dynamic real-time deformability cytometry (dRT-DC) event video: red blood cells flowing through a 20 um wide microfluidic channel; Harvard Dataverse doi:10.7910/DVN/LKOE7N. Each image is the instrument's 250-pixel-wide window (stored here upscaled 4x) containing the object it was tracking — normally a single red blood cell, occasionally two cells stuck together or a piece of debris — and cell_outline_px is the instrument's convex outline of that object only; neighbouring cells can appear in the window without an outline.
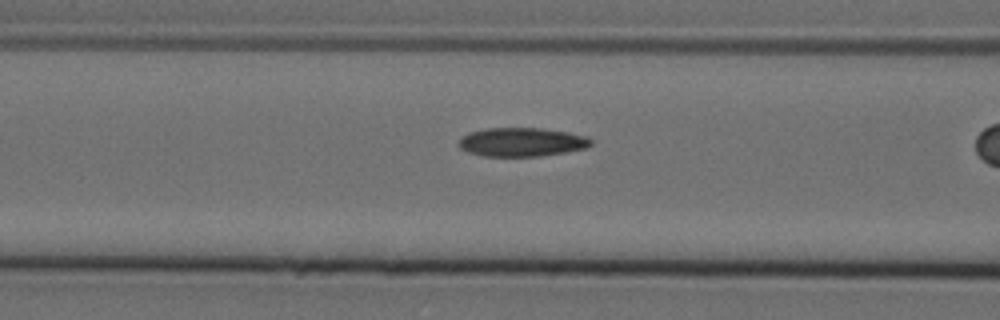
{"species": "Egyptian fruit bat (a non-hibernating species)", "species_latin": "Rousettus aegyptiacus", "temperature_condition": "cold", "stored_images_in_passage": 33, "camera_frame_rate_fps": 3000, "um_per_image_px": 0.085, "animal": {"sex": "female"}, "frame": {"image": 1, "passage_image": 22, "time_ms": 7.0, "image_size_px": [1000, 320], "cell_outline_px": [[592, 144], [588, 148], [540, 156], [484, 156], [468, 152], [460, 148], [456, 144], [468, 132], [488, 128], [540, 128], [568, 132], [588, 136], [592, 140]], "centroid_in_image_um": [44.37, 12.07], "position_along_channel_um": 122.2, "area_um2": 22.25}}
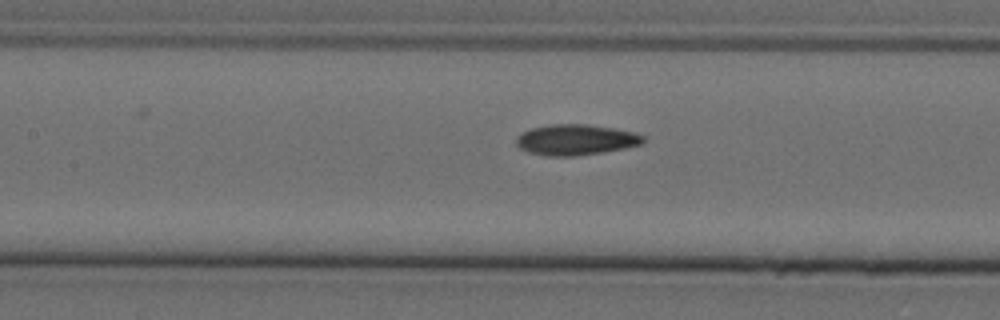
{"frame": {"image": 2, "passage_image": 25, "time_ms": 8.0, "image_size_px": [1000, 320], "cell_outline_px": [[644, 144], [624, 148], [576, 156], [548, 156], [528, 152], [520, 148], [516, 144], [516, 136], [532, 128], [548, 124], [588, 124], [616, 128], [636, 132], [644, 136]], "centroid_in_image_um": [48.96, 11.87], "position_along_channel_um": 158.4, "area_um2": 22.83}}